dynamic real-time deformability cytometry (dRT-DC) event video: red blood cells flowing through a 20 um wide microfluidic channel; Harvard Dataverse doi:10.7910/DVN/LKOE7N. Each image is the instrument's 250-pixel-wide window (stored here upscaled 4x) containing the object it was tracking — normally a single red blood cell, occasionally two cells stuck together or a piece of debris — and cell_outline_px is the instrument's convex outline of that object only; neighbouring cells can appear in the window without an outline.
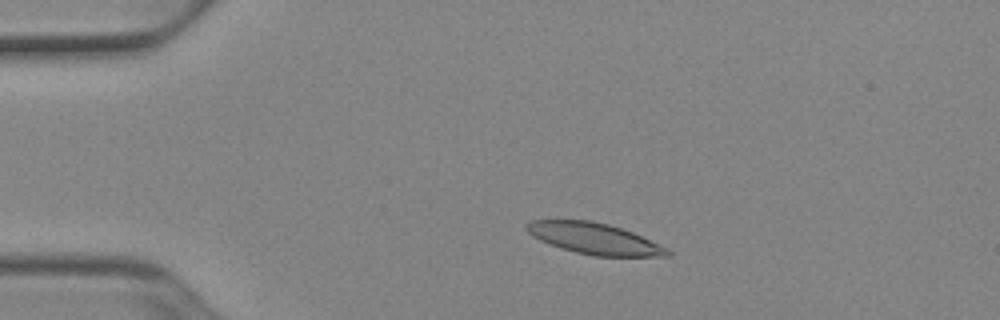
{"species": "Egyptian fruit bat (a non-hibernating species)", "species_latin": "Rousettus aegyptiacus", "temperature_condition": "cold", "stored_images_in_passage": 43, "camera_frame_rate_fps": 3000, "um_per_image_px": 0.085, "animal": {"sex": "female"}, "frame": {"image": 1, "passage_image": 2, "time_ms": 0.333, "image_size_px": [1000, 320], "cell_outline_px": [[672, 256], [596, 256], [576, 252], [560, 248], [540, 240], [532, 236], [524, 228], [524, 224], [532, 220], [592, 220], [608, 224], [632, 232], [668, 248], [672, 252]], "centroid_in_image_um": [50.5, 20.27], "position_along_channel_um": 34.5, "area_um2": 25.55}}
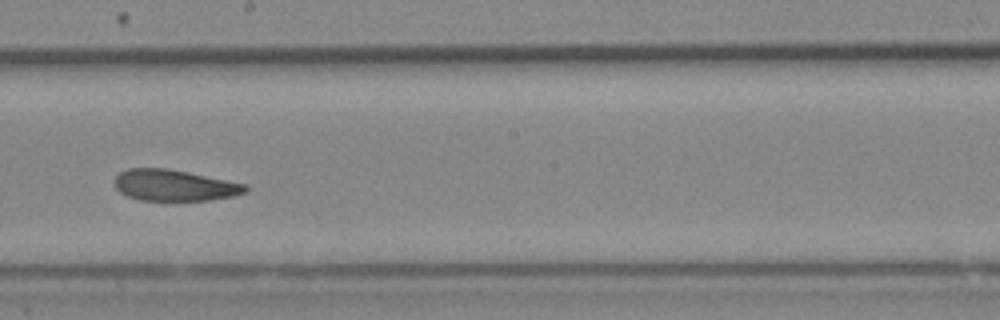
{"frame": {"image": 2, "passage_image": 21, "time_ms": 6.667, "image_size_px": [1000, 320], "cell_outline_px": [[248, 188], [244, 192], [232, 196], [208, 200], [140, 200], [128, 196], [120, 192], [116, 188], [112, 180], [120, 172], [128, 168], [168, 168], [248, 184]], "centroid_in_image_um": [14.79, 15.74], "position_along_channel_um": 233.4, "area_um2": 23.81}}
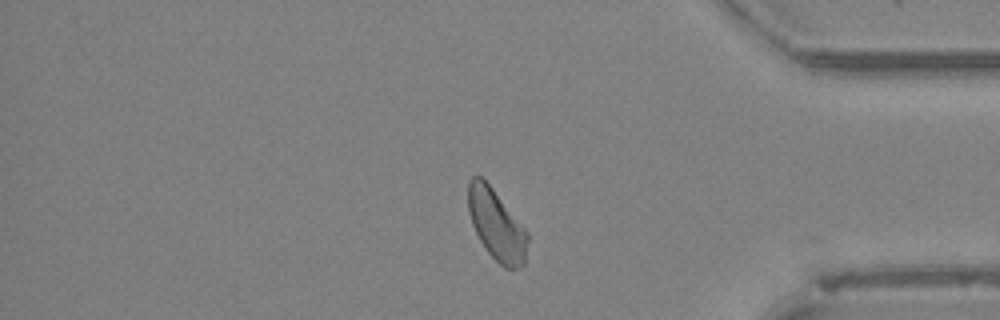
{"frame": {"image": 3, "passage_image": 35, "time_ms": 11.333, "image_size_px": [1000, 320], "cell_outline_px": [[528, 240], [524, 264], [516, 268], [504, 268], [488, 252], [480, 240], [472, 224], [468, 212], [468, 180], [472, 176], [480, 176], [492, 188], [528, 232]], "centroid_in_image_um": [42.19, 19.11], "position_along_channel_um": 393.0, "area_um2": 24.16}, "authors_computed_cell_mechanics": {"area_um2": 25.143, "velocity_mm_per_s": 3.8708, "shape_relaxation_time_tau1_ms": 9.9287, "shape_relaxation_time_tau2_ms": 3.8096, "deformation_change_tau1": 0.2029, "deformation_change_tau2": 0.1004}}